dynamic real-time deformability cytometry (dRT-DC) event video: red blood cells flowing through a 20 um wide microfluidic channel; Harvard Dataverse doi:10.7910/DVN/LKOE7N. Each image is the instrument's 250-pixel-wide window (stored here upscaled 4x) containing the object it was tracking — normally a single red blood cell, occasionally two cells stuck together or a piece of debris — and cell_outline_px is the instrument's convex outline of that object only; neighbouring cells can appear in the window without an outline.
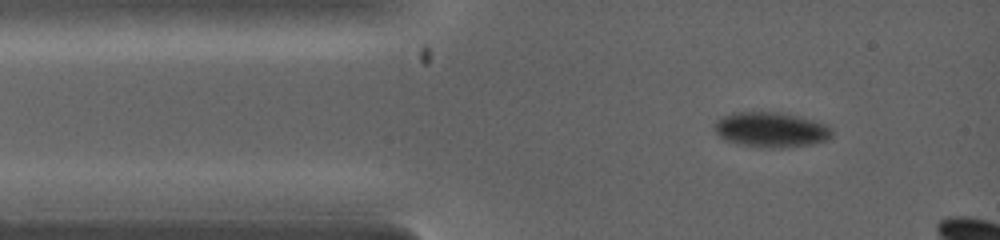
{"species": "common noctule bat (a hibernating species)", "species_latin": "Nyctalus noctula", "temperature_condition": "warm", "stored_images_in_passage": 3, "camera_frame_rate_fps": 5000, "um_per_image_px": 0.085, "animal": {"sex": "female", "body_mass_g": 19.0, "forearm_length_mm": 53.3}, "frame": {"image": 1, "passage_image": 1, "time_ms": 0.0, "image_size_px": [1000, 240], "cell_outline_px": [[832, 136], [828, 140], [812, 144], [780, 148], [768, 148], [740, 144], [724, 140], [712, 128], [712, 124], [720, 116], [732, 112], [780, 112], [800, 116], [828, 124], [832, 128]], "centroid_in_image_um": [65.53, 11.01], "position_along_channel_um": 19.5, "area_um2": 24.51}}